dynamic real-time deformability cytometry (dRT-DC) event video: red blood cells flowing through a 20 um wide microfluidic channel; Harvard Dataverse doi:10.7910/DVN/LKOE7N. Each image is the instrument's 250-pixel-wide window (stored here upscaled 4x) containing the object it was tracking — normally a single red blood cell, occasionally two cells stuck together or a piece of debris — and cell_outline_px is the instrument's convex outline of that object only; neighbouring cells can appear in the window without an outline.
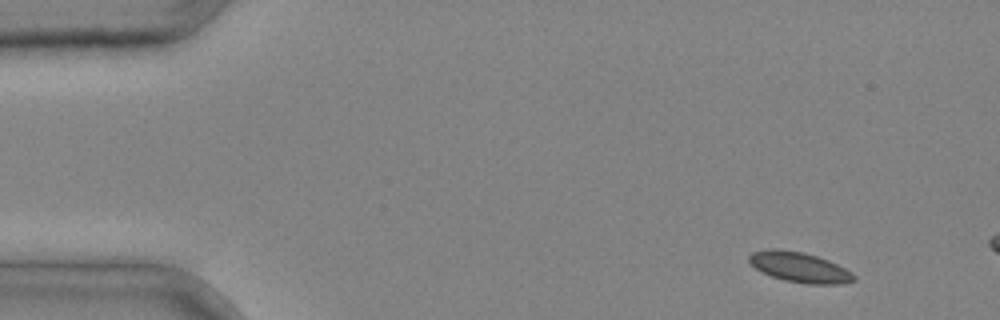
{"species": "common noctule bat (a hibernating species)", "species_latin": "Nyctalus noctula", "temperature_condition": "cold", "stored_images_in_passage": 3, "camera_frame_rate_fps": 3000, "um_per_image_px": 0.085, "animal": {"sex": "male", "body_mass_g": 20.4}, "frame": {"image": 1, "passage_image": 1, "time_ms": 0.0, "image_size_px": [1000, 320], "cell_outline_px": [[856, 280], [840, 284], [808, 284], [784, 280], [772, 276], [756, 268], [748, 260], [748, 256], [752, 252], [768, 248], [776, 248], [804, 252], [828, 260], [852, 272], [856, 276]], "centroid_in_image_um": [67.96, 22.7], "position_along_channel_um": 17.0, "area_um2": 18.38}}